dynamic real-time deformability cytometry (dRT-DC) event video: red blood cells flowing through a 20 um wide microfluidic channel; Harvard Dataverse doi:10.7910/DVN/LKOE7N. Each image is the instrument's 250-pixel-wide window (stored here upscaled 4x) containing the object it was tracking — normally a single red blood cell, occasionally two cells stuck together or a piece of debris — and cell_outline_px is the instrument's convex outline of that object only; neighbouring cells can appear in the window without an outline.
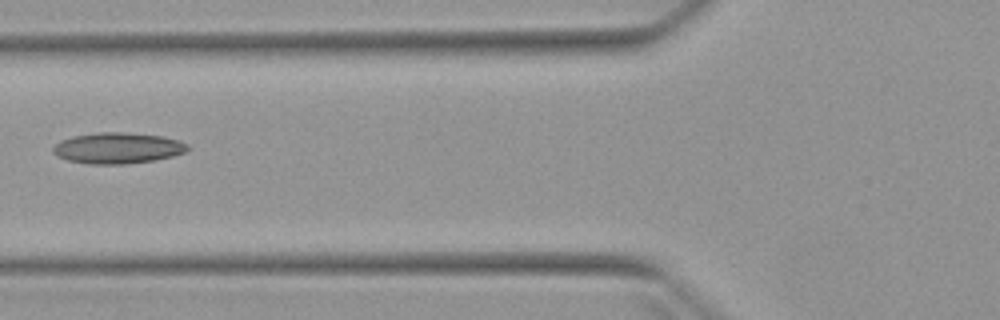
{"species": "Egyptian fruit bat (a non-hibernating species)", "species_latin": "Rousettus aegyptiacus", "temperature_condition": "warm", "stored_images_in_passage": 4, "camera_frame_rate_fps": 3000, "um_per_image_px": 0.085, "animal": {"sex": "female"}, "frame": {"image": 1, "passage_image": 4, "time_ms": 4.667, "image_size_px": [1000, 320], "cell_outline_px": [[192, 148], [184, 152], [172, 156], [152, 160], [124, 164], [88, 164], [68, 160], [56, 156], [52, 152], [52, 148], [60, 140], [72, 136], [100, 132], [124, 132], [164, 136], [180, 140], [188, 144]], "centroid_in_image_um": [10.01, 12.58], "position_along_channel_um": 115.8, "area_um2": 24.45}}